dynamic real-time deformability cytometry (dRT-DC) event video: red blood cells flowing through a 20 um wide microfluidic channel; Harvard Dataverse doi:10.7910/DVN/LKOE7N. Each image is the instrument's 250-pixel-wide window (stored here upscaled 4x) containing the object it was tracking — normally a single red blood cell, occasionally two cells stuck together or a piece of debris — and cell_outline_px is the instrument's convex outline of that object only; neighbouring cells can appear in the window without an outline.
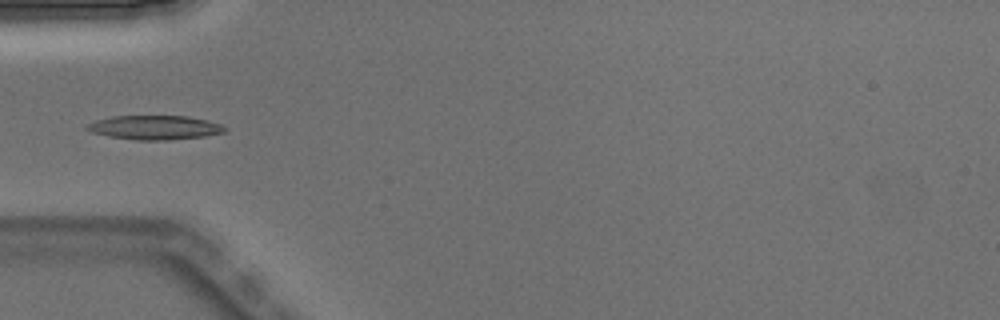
{"species": "Egyptian fruit bat (a non-hibernating species)", "species_latin": "Rousettus aegyptiacus", "temperature_condition": "warm", "stored_images_in_passage": 5, "camera_frame_rate_fps": 3000, "um_per_image_px": 0.085, "animal": {"sex": "male"}, "frame": {"image": 1, "passage_image": 4, "time_ms": 1.0, "image_size_px": [1000, 320], "cell_outline_px": [[228, 128], [224, 132], [204, 136], [168, 140], [136, 140], [108, 136], [92, 132], [84, 128], [88, 124], [96, 120], [112, 116], [188, 116], [208, 120], [220, 124]], "centroid_in_image_um": [13.16, 10.83], "position_along_channel_um": 71.8, "area_um2": 19.36}}